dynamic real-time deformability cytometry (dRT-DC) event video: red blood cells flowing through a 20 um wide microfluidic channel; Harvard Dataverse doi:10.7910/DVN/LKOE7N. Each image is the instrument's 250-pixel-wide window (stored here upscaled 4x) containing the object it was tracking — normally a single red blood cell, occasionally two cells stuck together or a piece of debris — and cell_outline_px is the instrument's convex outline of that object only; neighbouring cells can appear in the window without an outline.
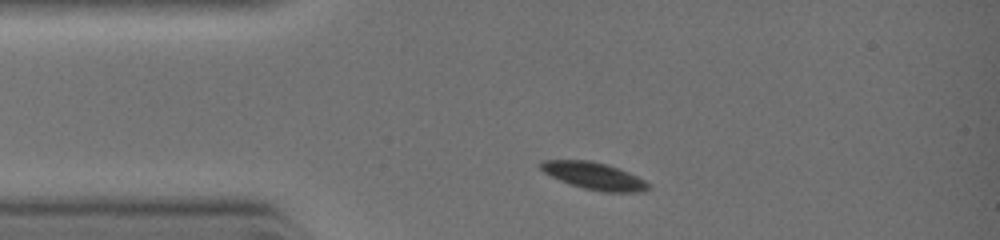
{"species": "common noctule bat (a hibernating species)", "species_latin": "Nyctalus noctula", "temperature_condition": "warm", "stored_images_in_passage": 2, "camera_frame_rate_fps": 3000, "um_per_image_px": 0.085, "animal": {"sex": "female", "body_mass_g": 19.0, "forearm_length_mm": 51.5}, "frame": {"image": 1, "passage_image": 1, "time_ms": 0.0, "image_size_px": [1000, 240], "cell_outline_px": [[652, 188], [644, 192], [604, 192], [584, 188], [568, 184], [544, 172], [540, 168], [540, 164], [544, 160], [592, 160], [628, 172], [644, 180]], "centroid_in_image_um": [50.51, 14.96], "position_along_channel_um": 34.5, "area_um2": 16.88}}